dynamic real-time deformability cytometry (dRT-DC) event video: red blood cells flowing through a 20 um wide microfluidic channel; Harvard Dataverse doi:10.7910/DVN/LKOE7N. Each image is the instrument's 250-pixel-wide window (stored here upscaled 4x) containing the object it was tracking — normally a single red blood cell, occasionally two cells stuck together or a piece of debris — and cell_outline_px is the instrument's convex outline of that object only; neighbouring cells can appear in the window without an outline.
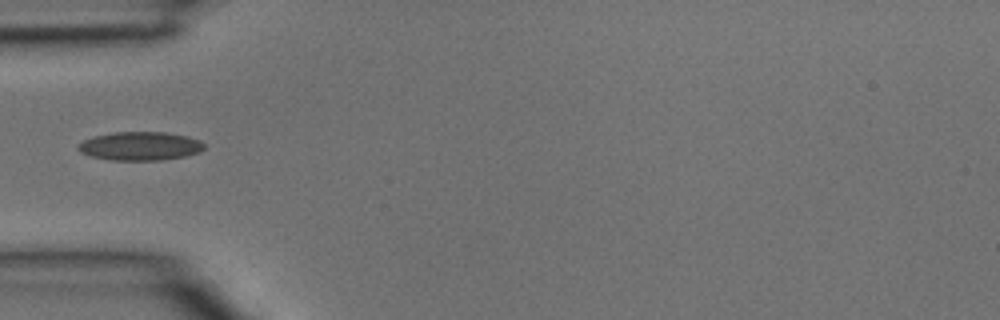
{"species": "common noctule bat (a hibernating species)", "species_latin": "Nyctalus noctula", "temperature_condition": "room temperature", "stored_images_in_passage": 4, "camera_frame_rate_fps": 3000, "um_per_image_px": 0.085, "animal": {"sex": "male", "body_mass_g": 15.6}, "frame": {"image": 1, "passage_image": 4, "time_ms": 1.0, "image_size_px": [1000, 320], "cell_outline_px": [[204, 148], [200, 152], [184, 156], [160, 160], [112, 160], [92, 156], [80, 152], [76, 148], [84, 140], [92, 136], [112, 132], [164, 132], [188, 136], [200, 140], [204, 144]], "centroid_in_image_um": [11.91, 12.41], "position_along_channel_um": 73.1, "area_um2": 20.98}}